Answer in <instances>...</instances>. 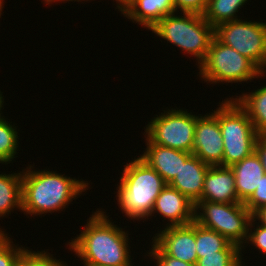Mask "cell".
<instances>
[{"instance_id": "30bf717a", "label": "cell", "mask_w": 266, "mask_h": 266, "mask_svg": "<svg viewBox=\"0 0 266 266\" xmlns=\"http://www.w3.org/2000/svg\"><path fill=\"white\" fill-rule=\"evenodd\" d=\"M213 112L197 116L192 154L209 166H223V137L217 109Z\"/></svg>"}, {"instance_id": "7402d4cb", "label": "cell", "mask_w": 266, "mask_h": 266, "mask_svg": "<svg viewBox=\"0 0 266 266\" xmlns=\"http://www.w3.org/2000/svg\"><path fill=\"white\" fill-rule=\"evenodd\" d=\"M241 252L242 248L231 242L224 250L216 254L198 258L195 266H243Z\"/></svg>"}, {"instance_id": "8992f818", "label": "cell", "mask_w": 266, "mask_h": 266, "mask_svg": "<svg viewBox=\"0 0 266 266\" xmlns=\"http://www.w3.org/2000/svg\"><path fill=\"white\" fill-rule=\"evenodd\" d=\"M205 82L238 83L264 76V73L247 57L213 38L204 62L198 67ZM253 78V79H252Z\"/></svg>"}, {"instance_id": "836d02e7", "label": "cell", "mask_w": 266, "mask_h": 266, "mask_svg": "<svg viewBox=\"0 0 266 266\" xmlns=\"http://www.w3.org/2000/svg\"><path fill=\"white\" fill-rule=\"evenodd\" d=\"M55 1H63V2H65V1H68V0H50L47 4L49 5V3H52V2H55ZM69 1H76V0H69ZM77 1L79 2L81 0H77ZM83 1H85V0H83Z\"/></svg>"}, {"instance_id": "f546056e", "label": "cell", "mask_w": 266, "mask_h": 266, "mask_svg": "<svg viewBox=\"0 0 266 266\" xmlns=\"http://www.w3.org/2000/svg\"><path fill=\"white\" fill-rule=\"evenodd\" d=\"M255 151L260 157L266 174V135H259L255 145Z\"/></svg>"}, {"instance_id": "603a6c76", "label": "cell", "mask_w": 266, "mask_h": 266, "mask_svg": "<svg viewBox=\"0 0 266 266\" xmlns=\"http://www.w3.org/2000/svg\"><path fill=\"white\" fill-rule=\"evenodd\" d=\"M11 122L0 119V163L8 164L16 156L18 145V132L16 126ZM15 126V127H14Z\"/></svg>"}, {"instance_id": "6da1fadb", "label": "cell", "mask_w": 266, "mask_h": 266, "mask_svg": "<svg viewBox=\"0 0 266 266\" xmlns=\"http://www.w3.org/2000/svg\"><path fill=\"white\" fill-rule=\"evenodd\" d=\"M106 212H94L69 249L83 260L84 266H133L128 234L114 225Z\"/></svg>"}, {"instance_id": "5bb4252c", "label": "cell", "mask_w": 266, "mask_h": 266, "mask_svg": "<svg viewBox=\"0 0 266 266\" xmlns=\"http://www.w3.org/2000/svg\"><path fill=\"white\" fill-rule=\"evenodd\" d=\"M210 166L192 154L184 163L173 180L168 184L175 188L195 205L202 201L204 178Z\"/></svg>"}, {"instance_id": "ffe728a7", "label": "cell", "mask_w": 266, "mask_h": 266, "mask_svg": "<svg viewBox=\"0 0 266 266\" xmlns=\"http://www.w3.org/2000/svg\"><path fill=\"white\" fill-rule=\"evenodd\" d=\"M248 0H207V7L203 14L204 19L214 28L224 22L238 19L236 12Z\"/></svg>"}, {"instance_id": "9a60e30c", "label": "cell", "mask_w": 266, "mask_h": 266, "mask_svg": "<svg viewBox=\"0 0 266 266\" xmlns=\"http://www.w3.org/2000/svg\"><path fill=\"white\" fill-rule=\"evenodd\" d=\"M202 200L220 203H239L235 176L228 166H210L204 178Z\"/></svg>"}, {"instance_id": "2e32d148", "label": "cell", "mask_w": 266, "mask_h": 266, "mask_svg": "<svg viewBox=\"0 0 266 266\" xmlns=\"http://www.w3.org/2000/svg\"><path fill=\"white\" fill-rule=\"evenodd\" d=\"M235 176L238 199L244 203L256 190L265 174L260 157L254 151L251 155L230 166Z\"/></svg>"}, {"instance_id": "1f68e13d", "label": "cell", "mask_w": 266, "mask_h": 266, "mask_svg": "<svg viewBox=\"0 0 266 266\" xmlns=\"http://www.w3.org/2000/svg\"><path fill=\"white\" fill-rule=\"evenodd\" d=\"M134 0H116L118 11L122 13L131 5Z\"/></svg>"}, {"instance_id": "7a4b0ae2", "label": "cell", "mask_w": 266, "mask_h": 266, "mask_svg": "<svg viewBox=\"0 0 266 266\" xmlns=\"http://www.w3.org/2000/svg\"><path fill=\"white\" fill-rule=\"evenodd\" d=\"M22 170V211L24 214L42 215L62 211L72 200L88 190L86 181L70 178L49 170Z\"/></svg>"}, {"instance_id": "52a82bcc", "label": "cell", "mask_w": 266, "mask_h": 266, "mask_svg": "<svg viewBox=\"0 0 266 266\" xmlns=\"http://www.w3.org/2000/svg\"><path fill=\"white\" fill-rule=\"evenodd\" d=\"M202 212H197V210ZM252 213L244 203L199 201L195 205V222L226 237L245 249ZM245 241V242H244Z\"/></svg>"}, {"instance_id": "d4e9b609", "label": "cell", "mask_w": 266, "mask_h": 266, "mask_svg": "<svg viewBox=\"0 0 266 266\" xmlns=\"http://www.w3.org/2000/svg\"><path fill=\"white\" fill-rule=\"evenodd\" d=\"M13 245L15 244H13L10 237L0 228V266H14L27 250L22 246L17 247Z\"/></svg>"}, {"instance_id": "7c38bea8", "label": "cell", "mask_w": 266, "mask_h": 266, "mask_svg": "<svg viewBox=\"0 0 266 266\" xmlns=\"http://www.w3.org/2000/svg\"><path fill=\"white\" fill-rule=\"evenodd\" d=\"M155 212L169 220L166 227L187 225L195 221V204L168 184L155 200L152 214Z\"/></svg>"}, {"instance_id": "e0dca14e", "label": "cell", "mask_w": 266, "mask_h": 266, "mask_svg": "<svg viewBox=\"0 0 266 266\" xmlns=\"http://www.w3.org/2000/svg\"><path fill=\"white\" fill-rule=\"evenodd\" d=\"M175 13L173 0H134L122 13L139 25L151 30L165 16Z\"/></svg>"}, {"instance_id": "4fadbf2b", "label": "cell", "mask_w": 266, "mask_h": 266, "mask_svg": "<svg viewBox=\"0 0 266 266\" xmlns=\"http://www.w3.org/2000/svg\"><path fill=\"white\" fill-rule=\"evenodd\" d=\"M145 138L147 148L139 157L169 184L179 172L181 163H184L192 153L156 145Z\"/></svg>"}, {"instance_id": "5b68a950", "label": "cell", "mask_w": 266, "mask_h": 266, "mask_svg": "<svg viewBox=\"0 0 266 266\" xmlns=\"http://www.w3.org/2000/svg\"><path fill=\"white\" fill-rule=\"evenodd\" d=\"M228 99L217 108V119L223 137V166L230 167L255 151L259 134L246 110L235 98Z\"/></svg>"}, {"instance_id": "8fae6325", "label": "cell", "mask_w": 266, "mask_h": 266, "mask_svg": "<svg viewBox=\"0 0 266 266\" xmlns=\"http://www.w3.org/2000/svg\"><path fill=\"white\" fill-rule=\"evenodd\" d=\"M153 238L152 243L164 254L196 265L198 256L195 243V221L187 225L165 227Z\"/></svg>"}, {"instance_id": "4316f807", "label": "cell", "mask_w": 266, "mask_h": 266, "mask_svg": "<svg viewBox=\"0 0 266 266\" xmlns=\"http://www.w3.org/2000/svg\"><path fill=\"white\" fill-rule=\"evenodd\" d=\"M255 221L257 220L252 217L248 229L250 231H248V236L245 243L249 244L250 241L251 245L254 244V246L259 249L261 253L266 254V227L259 225L258 223L256 229L252 231L251 228L254 226V224H257Z\"/></svg>"}, {"instance_id": "cb8c5ba5", "label": "cell", "mask_w": 266, "mask_h": 266, "mask_svg": "<svg viewBox=\"0 0 266 266\" xmlns=\"http://www.w3.org/2000/svg\"><path fill=\"white\" fill-rule=\"evenodd\" d=\"M14 266H68L45 251L26 250Z\"/></svg>"}, {"instance_id": "4dcf8cb0", "label": "cell", "mask_w": 266, "mask_h": 266, "mask_svg": "<svg viewBox=\"0 0 266 266\" xmlns=\"http://www.w3.org/2000/svg\"><path fill=\"white\" fill-rule=\"evenodd\" d=\"M252 217L254 219H257L260 225H263L266 227V205L263 207H260L259 209H257L253 214Z\"/></svg>"}, {"instance_id": "9c48e42d", "label": "cell", "mask_w": 266, "mask_h": 266, "mask_svg": "<svg viewBox=\"0 0 266 266\" xmlns=\"http://www.w3.org/2000/svg\"><path fill=\"white\" fill-rule=\"evenodd\" d=\"M156 116L146 125L145 136L153 144L192 153L197 116L178 108Z\"/></svg>"}, {"instance_id": "44dd1931", "label": "cell", "mask_w": 266, "mask_h": 266, "mask_svg": "<svg viewBox=\"0 0 266 266\" xmlns=\"http://www.w3.org/2000/svg\"><path fill=\"white\" fill-rule=\"evenodd\" d=\"M195 243L197 256L201 258L224 250L231 242L218 232L204 228L195 222Z\"/></svg>"}, {"instance_id": "d6986e66", "label": "cell", "mask_w": 266, "mask_h": 266, "mask_svg": "<svg viewBox=\"0 0 266 266\" xmlns=\"http://www.w3.org/2000/svg\"><path fill=\"white\" fill-rule=\"evenodd\" d=\"M22 172L0 174V217L12 212V209H22Z\"/></svg>"}, {"instance_id": "ba28073f", "label": "cell", "mask_w": 266, "mask_h": 266, "mask_svg": "<svg viewBox=\"0 0 266 266\" xmlns=\"http://www.w3.org/2000/svg\"><path fill=\"white\" fill-rule=\"evenodd\" d=\"M215 37L266 72V22L242 19L224 22L215 27Z\"/></svg>"}, {"instance_id": "277c9868", "label": "cell", "mask_w": 266, "mask_h": 266, "mask_svg": "<svg viewBox=\"0 0 266 266\" xmlns=\"http://www.w3.org/2000/svg\"><path fill=\"white\" fill-rule=\"evenodd\" d=\"M171 13L161 19L151 31L160 38L178 46L184 53L195 56L200 66L207 57L210 44L215 37V28L203 15Z\"/></svg>"}, {"instance_id": "ac0fdd59", "label": "cell", "mask_w": 266, "mask_h": 266, "mask_svg": "<svg viewBox=\"0 0 266 266\" xmlns=\"http://www.w3.org/2000/svg\"><path fill=\"white\" fill-rule=\"evenodd\" d=\"M235 99L246 110L256 132L266 135V86Z\"/></svg>"}, {"instance_id": "3957f363", "label": "cell", "mask_w": 266, "mask_h": 266, "mask_svg": "<svg viewBox=\"0 0 266 266\" xmlns=\"http://www.w3.org/2000/svg\"><path fill=\"white\" fill-rule=\"evenodd\" d=\"M124 167L116 192L119 208L131 220H146L152 216L155 200L167 183L140 157Z\"/></svg>"}, {"instance_id": "f1b7e54d", "label": "cell", "mask_w": 266, "mask_h": 266, "mask_svg": "<svg viewBox=\"0 0 266 266\" xmlns=\"http://www.w3.org/2000/svg\"><path fill=\"white\" fill-rule=\"evenodd\" d=\"M152 244V250H150L151 252L148 253V256L157 260L155 262L157 263L156 266H195L194 264H190L164 254L154 243Z\"/></svg>"}, {"instance_id": "484cf974", "label": "cell", "mask_w": 266, "mask_h": 266, "mask_svg": "<svg viewBox=\"0 0 266 266\" xmlns=\"http://www.w3.org/2000/svg\"><path fill=\"white\" fill-rule=\"evenodd\" d=\"M244 205L252 214L260 207L266 205V174L262 176L256 190L244 202Z\"/></svg>"}, {"instance_id": "d6a6232c", "label": "cell", "mask_w": 266, "mask_h": 266, "mask_svg": "<svg viewBox=\"0 0 266 266\" xmlns=\"http://www.w3.org/2000/svg\"><path fill=\"white\" fill-rule=\"evenodd\" d=\"M3 103H4V99H3V96H2V94H1V91H0V110H1V108L3 107L2 105H3ZM2 111H0V119H3V117L1 116V113Z\"/></svg>"}, {"instance_id": "83f0119b", "label": "cell", "mask_w": 266, "mask_h": 266, "mask_svg": "<svg viewBox=\"0 0 266 266\" xmlns=\"http://www.w3.org/2000/svg\"><path fill=\"white\" fill-rule=\"evenodd\" d=\"M173 2L175 13L180 9L182 13L203 15L207 7V0H173Z\"/></svg>"}, {"instance_id": "e575fe53", "label": "cell", "mask_w": 266, "mask_h": 266, "mask_svg": "<svg viewBox=\"0 0 266 266\" xmlns=\"http://www.w3.org/2000/svg\"><path fill=\"white\" fill-rule=\"evenodd\" d=\"M3 1H4V0H0V17H1V14H2L1 12H2V10H3L2 8L4 7V6H3V3H4Z\"/></svg>"}]
</instances>
